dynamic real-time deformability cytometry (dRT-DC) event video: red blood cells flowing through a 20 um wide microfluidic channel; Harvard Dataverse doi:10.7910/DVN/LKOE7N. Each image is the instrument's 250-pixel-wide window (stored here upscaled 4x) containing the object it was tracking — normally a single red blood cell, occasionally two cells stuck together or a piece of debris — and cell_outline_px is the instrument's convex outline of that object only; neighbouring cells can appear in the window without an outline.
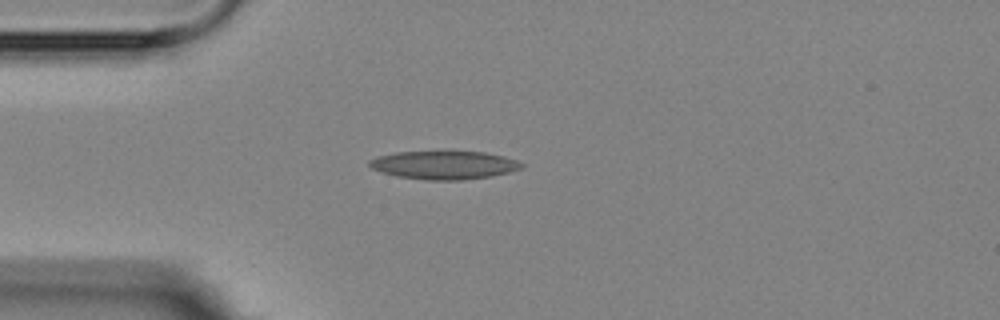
{"species": "Egyptian fruit bat (a non-hibernating species)", "species_latin": "Rousettus aegyptiacus", "temperature_condition": "room temperature", "stored_images_in_passage": 1, "camera_frame_rate_fps": 3000, "um_per_image_px": 0.085, "animal": {"sex": "female"}, "frame": {"image": 1, "passage_image": 1, "time_ms": 0.0, "image_size_px": [1000, 320], "cell_outline_px": [[524, 168], [492, 176], [460, 180], [428, 180], [396, 176], [372, 168], [368, 164], [368, 160], [376, 156], [396, 152], [484, 152], [504, 156], [516, 160], [524, 164]], "centroid_in_image_um": [37.76, 14.03], "position_along_channel_um": 47.2, "area_um2": 24.97}}